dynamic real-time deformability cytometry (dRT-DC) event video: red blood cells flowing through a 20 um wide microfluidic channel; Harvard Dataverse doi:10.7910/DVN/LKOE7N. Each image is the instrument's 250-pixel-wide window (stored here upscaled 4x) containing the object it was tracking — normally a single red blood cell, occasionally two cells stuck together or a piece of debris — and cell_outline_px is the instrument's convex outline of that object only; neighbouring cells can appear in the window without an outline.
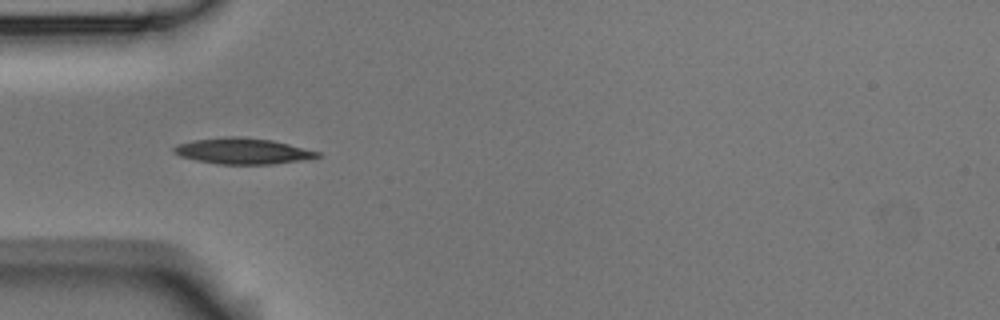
{"species": "Egyptian fruit bat (a non-hibernating species)", "species_latin": "Rousettus aegyptiacus", "temperature_condition": "room temperature", "stored_images_in_passage": 4, "camera_frame_rate_fps": 3000, "um_per_image_px": 0.085, "animal": {"sex": "male"}, "frame": {"image": 1, "passage_image": 3, "time_ms": 2.667, "image_size_px": [1000, 320], "cell_outline_px": [[324, 156], [304, 160], [272, 164], [216, 164], [196, 160], [180, 156], [172, 152], [172, 148], [176, 144], [192, 140], [224, 136], [240, 136], [272, 140], [320, 152]], "centroid_in_image_um": [20.61, 12.83], "position_along_channel_um": 64.4, "area_um2": 21.96}}
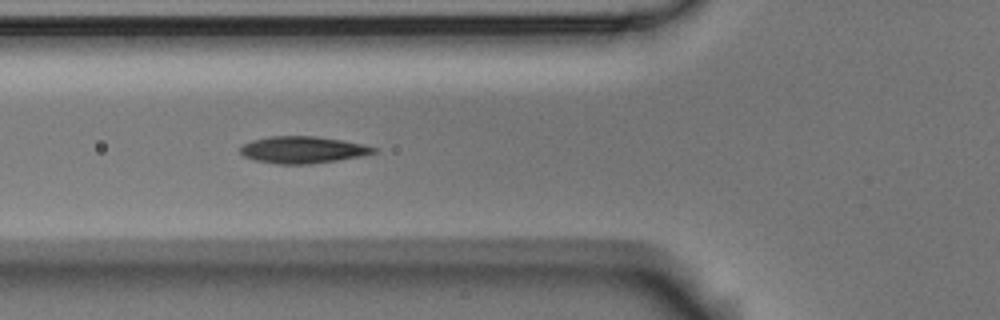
{"frame": {"image": 2, "passage_image": 4, "time_ms": 3.667, "image_size_px": [1000, 320], "cell_outline_px": [[376, 152], [364, 156], [312, 164], [280, 164], [252, 160], [244, 156], [240, 152], [240, 148], [244, 144], [252, 140], [272, 136], [312, 136], [340, 140], [360, 144], [376, 148]], "centroid_in_image_um": [25.71, 12.74], "position_along_channel_um": 100.1, "area_um2": 20.75}}